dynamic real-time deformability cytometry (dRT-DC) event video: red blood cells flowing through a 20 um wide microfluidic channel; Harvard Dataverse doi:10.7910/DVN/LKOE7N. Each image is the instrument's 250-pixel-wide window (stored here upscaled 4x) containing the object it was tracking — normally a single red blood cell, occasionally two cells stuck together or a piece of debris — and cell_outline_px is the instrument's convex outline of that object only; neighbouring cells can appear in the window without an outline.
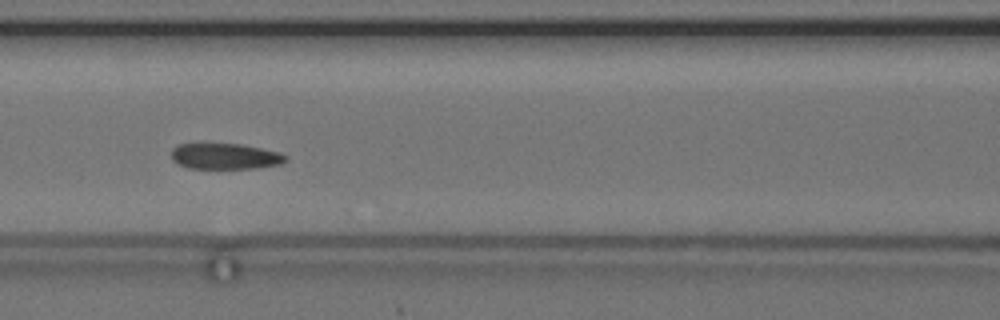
{"species": "common noctule bat (a hibernating species)", "species_latin": "Nyctalus noctula", "temperature_condition": "cold", "stored_images_in_passage": 58, "camera_frame_rate_fps": 3000, "um_per_image_px": 0.085, "animal": {"sex": "female", "body_mass_g": 24.6, "forearm_length_mm": 56.2}, "frame": {"image": 1, "passage_image": 25, "time_ms": 8.0, "image_size_px": [1000, 320], "cell_outline_px": [[288, 160], [280, 164], [256, 168], [188, 168], [172, 160], [172, 148], [176, 144], [244, 144], [280, 152], [288, 156]], "centroid_in_image_um": [19.17, 13.28], "position_along_channel_um": 147.4, "area_um2": 17.28}}
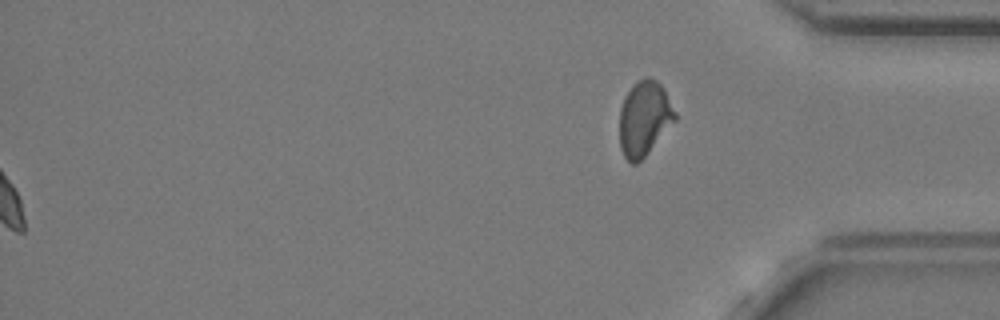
{"frame": {"image": 2, "passage_image": 58, "time_ms": 19.0, "image_size_px": [1000, 320], "cell_outline_px": [[676, 120], [644, 156], [636, 164], [632, 164], [624, 156], [620, 148], [620, 108], [632, 84], [644, 76], [648, 76], [656, 80], [664, 88], [676, 112]], "centroid_in_image_um": [54.77, 10.03], "position_along_channel_um": 380.4, "area_um2": 24.04}}